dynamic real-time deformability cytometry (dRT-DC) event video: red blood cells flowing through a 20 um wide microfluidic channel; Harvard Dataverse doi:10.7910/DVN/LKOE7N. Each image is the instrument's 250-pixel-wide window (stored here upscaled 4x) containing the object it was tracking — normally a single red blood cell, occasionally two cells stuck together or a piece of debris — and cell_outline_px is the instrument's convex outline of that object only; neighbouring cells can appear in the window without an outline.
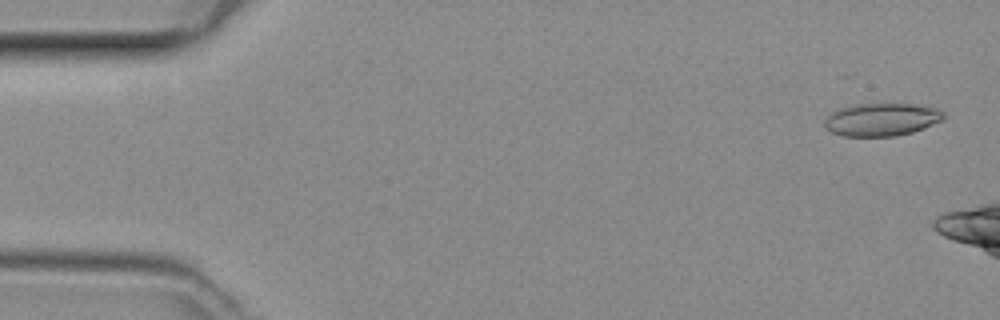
{"species": "common noctule bat (a hibernating species)", "species_latin": "Nyctalus noctula", "temperature_condition": "room temperature", "stored_images_in_passage": 8, "camera_frame_rate_fps": 3000, "um_per_image_px": 0.085, "animal": {"sex": "female", "body_mass_g": 29.2, "forearm_length_mm": 56.3}, "frame": {"image": 1, "passage_image": 2, "time_ms": 0.333, "image_size_px": [1000, 320], "cell_outline_px": [[944, 120], [924, 128], [912, 132], [896, 136], [844, 136], [832, 132], [824, 124], [824, 120], [832, 112], [840, 108], [856, 104], [912, 104], [936, 108], [944, 112]], "centroid_in_image_um": [74.96, 10.16], "position_along_channel_um": 10.0, "area_um2": 22.66}}